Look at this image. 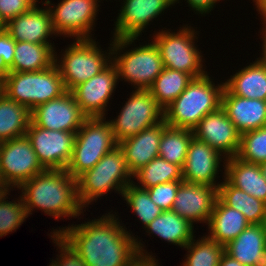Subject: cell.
Listing matches in <instances>:
<instances>
[{
    "mask_svg": "<svg viewBox=\"0 0 266 266\" xmlns=\"http://www.w3.org/2000/svg\"><path fill=\"white\" fill-rule=\"evenodd\" d=\"M110 213L59 230L53 228L50 234H61L86 266H133L140 259H156L144 249V242L121 224L116 213Z\"/></svg>",
    "mask_w": 266,
    "mask_h": 266,
    "instance_id": "6da1fadb",
    "label": "cell"
},
{
    "mask_svg": "<svg viewBox=\"0 0 266 266\" xmlns=\"http://www.w3.org/2000/svg\"><path fill=\"white\" fill-rule=\"evenodd\" d=\"M27 216L34 209L58 220L60 217L78 218L83 208L77 196V179L66 169H45L24 182L19 188Z\"/></svg>",
    "mask_w": 266,
    "mask_h": 266,
    "instance_id": "7a4b0ae2",
    "label": "cell"
},
{
    "mask_svg": "<svg viewBox=\"0 0 266 266\" xmlns=\"http://www.w3.org/2000/svg\"><path fill=\"white\" fill-rule=\"evenodd\" d=\"M212 80L208 72L193 78L178 98L164 110L166 124L192 130L205 115L218 110L222 105L225 82L216 85Z\"/></svg>",
    "mask_w": 266,
    "mask_h": 266,
    "instance_id": "3957f363",
    "label": "cell"
},
{
    "mask_svg": "<svg viewBox=\"0 0 266 266\" xmlns=\"http://www.w3.org/2000/svg\"><path fill=\"white\" fill-rule=\"evenodd\" d=\"M111 40L112 63L117 69L118 80L131 83L134 89H149L164 68L155 43L152 41L145 45L139 44L138 47L126 50L131 44L133 46L138 38H111Z\"/></svg>",
    "mask_w": 266,
    "mask_h": 266,
    "instance_id": "277c9868",
    "label": "cell"
},
{
    "mask_svg": "<svg viewBox=\"0 0 266 266\" xmlns=\"http://www.w3.org/2000/svg\"><path fill=\"white\" fill-rule=\"evenodd\" d=\"M133 180L124 153L117 145L107 152L92 169L77 178L79 203L86 210L92 202H96L98 198L113 190L122 195L123 190L133 183Z\"/></svg>",
    "mask_w": 266,
    "mask_h": 266,
    "instance_id": "5b68a950",
    "label": "cell"
},
{
    "mask_svg": "<svg viewBox=\"0 0 266 266\" xmlns=\"http://www.w3.org/2000/svg\"><path fill=\"white\" fill-rule=\"evenodd\" d=\"M66 91L56 64L40 71L9 72L3 79V93L30 111Z\"/></svg>",
    "mask_w": 266,
    "mask_h": 266,
    "instance_id": "8992f818",
    "label": "cell"
},
{
    "mask_svg": "<svg viewBox=\"0 0 266 266\" xmlns=\"http://www.w3.org/2000/svg\"><path fill=\"white\" fill-rule=\"evenodd\" d=\"M95 40L75 39L64 52L61 50V56L55 52V64L67 91L99 74L112 62L111 44L105 52Z\"/></svg>",
    "mask_w": 266,
    "mask_h": 266,
    "instance_id": "52a82bcc",
    "label": "cell"
},
{
    "mask_svg": "<svg viewBox=\"0 0 266 266\" xmlns=\"http://www.w3.org/2000/svg\"><path fill=\"white\" fill-rule=\"evenodd\" d=\"M196 31L191 25L179 27L177 32L170 29L154 31L152 41L157 46L165 68L190 74L193 78L207 73L203 64V56L195 41L198 40ZM197 39V40H196ZM196 45V46H195ZM198 48V49H197ZM205 68V69H204Z\"/></svg>",
    "mask_w": 266,
    "mask_h": 266,
    "instance_id": "ba28073f",
    "label": "cell"
},
{
    "mask_svg": "<svg viewBox=\"0 0 266 266\" xmlns=\"http://www.w3.org/2000/svg\"><path fill=\"white\" fill-rule=\"evenodd\" d=\"M116 143L106 117L87 118L76 132L73 155L66 171L75 179L92 169Z\"/></svg>",
    "mask_w": 266,
    "mask_h": 266,
    "instance_id": "9c48e42d",
    "label": "cell"
},
{
    "mask_svg": "<svg viewBox=\"0 0 266 266\" xmlns=\"http://www.w3.org/2000/svg\"><path fill=\"white\" fill-rule=\"evenodd\" d=\"M164 120V110L148 89H135L119 115L108 120L116 143L137 135Z\"/></svg>",
    "mask_w": 266,
    "mask_h": 266,
    "instance_id": "30bf717a",
    "label": "cell"
},
{
    "mask_svg": "<svg viewBox=\"0 0 266 266\" xmlns=\"http://www.w3.org/2000/svg\"><path fill=\"white\" fill-rule=\"evenodd\" d=\"M102 0H61L53 5L50 0L42 1L50 12L55 33L61 37L93 39L95 22L98 20L99 3ZM44 2V3H43ZM99 2V3H98ZM49 6V7H48ZM96 20V21H95Z\"/></svg>",
    "mask_w": 266,
    "mask_h": 266,
    "instance_id": "8fae6325",
    "label": "cell"
},
{
    "mask_svg": "<svg viewBox=\"0 0 266 266\" xmlns=\"http://www.w3.org/2000/svg\"><path fill=\"white\" fill-rule=\"evenodd\" d=\"M44 170L26 135L1 142L0 180L9 190Z\"/></svg>",
    "mask_w": 266,
    "mask_h": 266,
    "instance_id": "7c38bea8",
    "label": "cell"
},
{
    "mask_svg": "<svg viewBox=\"0 0 266 266\" xmlns=\"http://www.w3.org/2000/svg\"><path fill=\"white\" fill-rule=\"evenodd\" d=\"M26 136L44 169L67 168L73 155L76 132L40 128L31 121Z\"/></svg>",
    "mask_w": 266,
    "mask_h": 266,
    "instance_id": "4fadbf2b",
    "label": "cell"
},
{
    "mask_svg": "<svg viewBox=\"0 0 266 266\" xmlns=\"http://www.w3.org/2000/svg\"><path fill=\"white\" fill-rule=\"evenodd\" d=\"M118 81L117 69L111 62L99 74L75 86L70 92L88 118L105 117Z\"/></svg>",
    "mask_w": 266,
    "mask_h": 266,
    "instance_id": "5bb4252c",
    "label": "cell"
},
{
    "mask_svg": "<svg viewBox=\"0 0 266 266\" xmlns=\"http://www.w3.org/2000/svg\"><path fill=\"white\" fill-rule=\"evenodd\" d=\"M87 118L70 91L31 111L36 126L54 131L77 132Z\"/></svg>",
    "mask_w": 266,
    "mask_h": 266,
    "instance_id": "9a60e30c",
    "label": "cell"
},
{
    "mask_svg": "<svg viewBox=\"0 0 266 266\" xmlns=\"http://www.w3.org/2000/svg\"><path fill=\"white\" fill-rule=\"evenodd\" d=\"M121 4L112 38H139L148 25L174 6L173 0H123Z\"/></svg>",
    "mask_w": 266,
    "mask_h": 266,
    "instance_id": "2e32d148",
    "label": "cell"
},
{
    "mask_svg": "<svg viewBox=\"0 0 266 266\" xmlns=\"http://www.w3.org/2000/svg\"><path fill=\"white\" fill-rule=\"evenodd\" d=\"M192 131L195 139L207 143L226 159L237 156L241 134L222 107L205 115Z\"/></svg>",
    "mask_w": 266,
    "mask_h": 266,
    "instance_id": "e0dca14e",
    "label": "cell"
},
{
    "mask_svg": "<svg viewBox=\"0 0 266 266\" xmlns=\"http://www.w3.org/2000/svg\"><path fill=\"white\" fill-rule=\"evenodd\" d=\"M225 160L226 158L217 150L193 137L189 143L186 161L182 168L183 181L218 188L221 182L217 183L219 177L217 175L221 171L220 165L225 164Z\"/></svg>",
    "mask_w": 266,
    "mask_h": 266,
    "instance_id": "ac0fdd59",
    "label": "cell"
},
{
    "mask_svg": "<svg viewBox=\"0 0 266 266\" xmlns=\"http://www.w3.org/2000/svg\"><path fill=\"white\" fill-rule=\"evenodd\" d=\"M217 198V187L182 181L172 210L192 225H195V222L207 225Z\"/></svg>",
    "mask_w": 266,
    "mask_h": 266,
    "instance_id": "d6986e66",
    "label": "cell"
},
{
    "mask_svg": "<svg viewBox=\"0 0 266 266\" xmlns=\"http://www.w3.org/2000/svg\"><path fill=\"white\" fill-rule=\"evenodd\" d=\"M36 4L31 10L18 15L6 24V31L15 41L35 44H55L50 40L58 36L52 26L47 6L40 8ZM49 38V39H48ZM51 41V42H50Z\"/></svg>",
    "mask_w": 266,
    "mask_h": 266,
    "instance_id": "ffe728a7",
    "label": "cell"
},
{
    "mask_svg": "<svg viewBox=\"0 0 266 266\" xmlns=\"http://www.w3.org/2000/svg\"><path fill=\"white\" fill-rule=\"evenodd\" d=\"M165 120L144 129L137 135L127 138L118 143L122 149L128 169L134 175L154 158L159 157V145L164 128Z\"/></svg>",
    "mask_w": 266,
    "mask_h": 266,
    "instance_id": "44dd1931",
    "label": "cell"
},
{
    "mask_svg": "<svg viewBox=\"0 0 266 266\" xmlns=\"http://www.w3.org/2000/svg\"><path fill=\"white\" fill-rule=\"evenodd\" d=\"M221 107L240 134L266 126V101L235 96L225 87Z\"/></svg>",
    "mask_w": 266,
    "mask_h": 266,
    "instance_id": "7402d4cb",
    "label": "cell"
},
{
    "mask_svg": "<svg viewBox=\"0 0 266 266\" xmlns=\"http://www.w3.org/2000/svg\"><path fill=\"white\" fill-rule=\"evenodd\" d=\"M225 252L244 266L266 265L264 224H250L225 246Z\"/></svg>",
    "mask_w": 266,
    "mask_h": 266,
    "instance_id": "603a6c76",
    "label": "cell"
},
{
    "mask_svg": "<svg viewBox=\"0 0 266 266\" xmlns=\"http://www.w3.org/2000/svg\"><path fill=\"white\" fill-rule=\"evenodd\" d=\"M225 179L235 188L266 203V179L260 164L249 163L237 156L225 160Z\"/></svg>",
    "mask_w": 266,
    "mask_h": 266,
    "instance_id": "cb8c5ba5",
    "label": "cell"
},
{
    "mask_svg": "<svg viewBox=\"0 0 266 266\" xmlns=\"http://www.w3.org/2000/svg\"><path fill=\"white\" fill-rule=\"evenodd\" d=\"M250 224L238 210L227 206L219 197L207 224L208 237L226 246Z\"/></svg>",
    "mask_w": 266,
    "mask_h": 266,
    "instance_id": "d4e9b609",
    "label": "cell"
},
{
    "mask_svg": "<svg viewBox=\"0 0 266 266\" xmlns=\"http://www.w3.org/2000/svg\"><path fill=\"white\" fill-rule=\"evenodd\" d=\"M237 71L225 81V87L235 96L266 101V66L256 59Z\"/></svg>",
    "mask_w": 266,
    "mask_h": 266,
    "instance_id": "484cf974",
    "label": "cell"
},
{
    "mask_svg": "<svg viewBox=\"0 0 266 266\" xmlns=\"http://www.w3.org/2000/svg\"><path fill=\"white\" fill-rule=\"evenodd\" d=\"M147 235L158 236L170 244L184 248L195 236L194 225L185 218L176 214L173 210L162 211L150 224L144 229Z\"/></svg>",
    "mask_w": 266,
    "mask_h": 266,
    "instance_id": "4316f807",
    "label": "cell"
},
{
    "mask_svg": "<svg viewBox=\"0 0 266 266\" xmlns=\"http://www.w3.org/2000/svg\"><path fill=\"white\" fill-rule=\"evenodd\" d=\"M54 44H35L16 41L10 72H29L48 69L55 64Z\"/></svg>",
    "mask_w": 266,
    "mask_h": 266,
    "instance_id": "83f0119b",
    "label": "cell"
},
{
    "mask_svg": "<svg viewBox=\"0 0 266 266\" xmlns=\"http://www.w3.org/2000/svg\"><path fill=\"white\" fill-rule=\"evenodd\" d=\"M218 187V197L229 207L241 212L249 224H264L266 220V203L232 186L225 179Z\"/></svg>",
    "mask_w": 266,
    "mask_h": 266,
    "instance_id": "f1b7e54d",
    "label": "cell"
},
{
    "mask_svg": "<svg viewBox=\"0 0 266 266\" xmlns=\"http://www.w3.org/2000/svg\"><path fill=\"white\" fill-rule=\"evenodd\" d=\"M31 111L24 105L0 95V142L26 135Z\"/></svg>",
    "mask_w": 266,
    "mask_h": 266,
    "instance_id": "f546056e",
    "label": "cell"
},
{
    "mask_svg": "<svg viewBox=\"0 0 266 266\" xmlns=\"http://www.w3.org/2000/svg\"><path fill=\"white\" fill-rule=\"evenodd\" d=\"M192 79L188 73L164 67L148 90L158 105L165 110L187 88Z\"/></svg>",
    "mask_w": 266,
    "mask_h": 266,
    "instance_id": "4dcf8cb0",
    "label": "cell"
},
{
    "mask_svg": "<svg viewBox=\"0 0 266 266\" xmlns=\"http://www.w3.org/2000/svg\"><path fill=\"white\" fill-rule=\"evenodd\" d=\"M133 178L137 179L138 188L148 189L158 184H165L173 181H183L182 168L177 164L170 163L161 157H156L147 165L137 171ZM139 184V185H138Z\"/></svg>",
    "mask_w": 266,
    "mask_h": 266,
    "instance_id": "1f68e13d",
    "label": "cell"
},
{
    "mask_svg": "<svg viewBox=\"0 0 266 266\" xmlns=\"http://www.w3.org/2000/svg\"><path fill=\"white\" fill-rule=\"evenodd\" d=\"M193 131L186 128L166 126L159 145V157L183 168Z\"/></svg>",
    "mask_w": 266,
    "mask_h": 266,
    "instance_id": "d6a6232c",
    "label": "cell"
},
{
    "mask_svg": "<svg viewBox=\"0 0 266 266\" xmlns=\"http://www.w3.org/2000/svg\"><path fill=\"white\" fill-rule=\"evenodd\" d=\"M187 249L182 266H219L225 246L203 235L198 240L195 237L184 247Z\"/></svg>",
    "mask_w": 266,
    "mask_h": 266,
    "instance_id": "836d02e7",
    "label": "cell"
},
{
    "mask_svg": "<svg viewBox=\"0 0 266 266\" xmlns=\"http://www.w3.org/2000/svg\"><path fill=\"white\" fill-rule=\"evenodd\" d=\"M122 198L127 202L126 204L132 212L135 213L134 215L141 221L143 229L163 211L151 200L146 189L138 188L133 183L123 190Z\"/></svg>",
    "mask_w": 266,
    "mask_h": 266,
    "instance_id": "e575fe53",
    "label": "cell"
},
{
    "mask_svg": "<svg viewBox=\"0 0 266 266\" xmlns=\"http://www.w3.org/2000/svg\"><path fill=\"white\" fill-rule=\"evenodd\" d=\"M10 191L0 197V237L16 231L28 218L21 195L16 200H6L9 199Z\"/></svg>",
    "mask_w": 266,
    "mask_h": 266,
    "instance_id": "d590c367",
    "label": "cell"
},
{
    "mask_svg": "<svg viewBox=\"0 0 266 266\" xmlns=\"http://www.w3.org/2000/svg\"><path fill=\"white\" fill-rule=\"evenodd\" d=\"M237 157L249 163L266 162V126L241 134Z\"/></svg>",
    "mask_w": 266,
    "mask_h": 266,
    "instance_id": "8d00e7d4",
    "label": "cell"
},
{
    "mask_svg": "<svg viewBox=\"0 0 266 266\" xmlns=\"http://www.w3.org/2000/svg\"><path fill=\"white\" fill-rule=\"evenodd\" d=\"M52 242L57 246L56 250L60 255H56V260L52 259L51 266H86L79 253L73 246L59 233H51Z\"/></svg>",
    "mask_w": 266,
    "mask_h": 266,
    "instance_id": "74e56055",
    "label": "cell"
},
{
    "mask_svg": "<svg viewBox=\"0 0 266 266\" xmlns=\"http://www.w3.org/2000/svg\"><path fill=\"white\" fill-rule=\"evenodd\" d=\"M182 181H173L165 184H158L146 189L151 200L163 211L172 210L178 187Z\"/></svg>",
    "mask_w": 266,
    "mask_h": 266,
    "instance_id": "f35d334b",
    "label": "cell"
},
{
    "mask_svg": "<svg viewBox=\"0 0 266 266\" xmlns=\"http://www.w3.org/2000/svg\"><path fill=\"white\" fill-rule=\"evenodd\" d=\"M16 41L6 31H0V78L4 79L13 64Z\"/></svg>",
    "mask_w": 266,
    "mask_h": 266,
    "instance_id": "ab89813d",
    "label": "cell"
},
{
    "mask_svg": "<svg viewBox=\"0 0 266 266\" xmlns=\"http://www.w3.org/2000/svg\"><path fill=\"white\" fill-rule=\"evenodd\" d=\"M39 0H0V15L7 24L20 14L31 10Z\"/></svg>",
    "mask_w": 266,
    "mask_h": 266,
    "instance_id": "60d3db41",
    "label": "cell"
},
{
    "mask_svg": "<svg viewBox=\"0 0 266 266\" xmlns=\"http://www.w3.org/2000/svg\"><path fill=\"white\" fill-rule=\"evenodd\" d=\"M174 5L175 3H179L180 0H173ZM186 3H188V6L191 10L195 12V14H209L212 9L216 6V2L214 0H186Z\"/></svg>",
    "mask_w": 266,
    "mask_h": 266,
    "instance_id": "b9f144b4",
    "label": "cell"
},
{
    "mask_svg": "<svg viewBox=\"0 0 266 266\" xmlns=\"http://www.w3.org/2000/svg\"><path fill=\"white\" fill-rule=\"evenodd\" d=\"M263 27H262V36L261 39L263 41L262 43V52H261V55L260 57L256 58L260 63H262L263 65L266 66V22H263Z\"/></svg>",
    "mask_w": 266,
    "mask_h": 266,
    "instance_id": "7bdbcfd3",
    "label": "cell"
},
{
    "mask_svg": "<svg viewBox=\"0 0 266 266\" xmlns=\"http://www.w3.org/2000/svg\"><path fill=\"white\" fill-rule=\"evenodd\" d=\"M219 266H244L236 259L232 258L226 252H224L221 256Z\"/></svg>",
    "mask_w": 266,
    "mask_h": 266,
    "instance_id": "ee69618b",
    "label": "cell"
},
{
    "mask_svg": "<svg viewBox=\"0 0 266 266\" xmlns=\"http://www.w3.org/2000/svg\"><path fill=\"white\" fill-rule=\"evenodd\" d=\"M255 2V8L259 12L263 22H266V0H253Z\"/></svg>",
    "mask_w": 266,
    "mask_h": 266,
    "instance_id": "f6af8a7d",
    "label": "cell"
},
{
    "mask_svg": "<svg viewBox=\"0 0 266 266\" xmlns=\"http://www.w3.org/2000/svg\"><path fill=\"white\" fill-rule=\"evenodd\" d=\"M9 189L0 180V197L5 194Z\"/></svg>",
    "mask_w": 266,
    "mask_h": 266,
    "instance_id": "bcb514c9",
    "label": "cell"
},
{
    "mask_svg": "<svg viewBox=\"0 0 266 266\" xmlns=\"http://www.w3.org/2000/svg\"><path fill=\"white\" fill-rule=\"evenodd\" d=\"M6 29V23L2 20V17L0 15V31H3Z\"/></svg>",
    "mask_w": 266,
    "mask_h": 266,
    "instance_id": "7dc6e473",
    "label": "cell"
},
{
    "mask_svg": "<svg viewBox=\"0 0 266 266\" xmlns=\"http://www.w3.org/2000/svg\"><path fill=\"white\" fill-rule=\"evenodd\" d=\"M264 178L266 179V162L260 164Z\"/></svg>",
    "mask_w": 266,
    "mask_h": 266,
    "instance_id": "c3c4849f",
    "label": "cell"
},
{
    "mask_svg": "<svg viewBox=\"0 0 266 266\" xmlns=\"http://www.w3.org/2000/svg\"><path fill=\"white\" fill-rule=\"evenodd\" d=\"M3 93V79L0 78V95Z\"/></svg>",
    "mask_w": 266,
    "mask_h": 266,
    "instance_id": "681fc988",
    "label": "cell"
},
{
    "mask_svg": "<svg viewBox=\"0 0 266 266\" xmlns=\"http://www.w3.org/2000/svg\"><path fill=\"white\" fill-rule=\"evenodd\" d=\"M264 227H265V231H266V220L264 221Z\"/></svg>",
    "mask_w": 266,
    "mask_h": 266,
    "instance_id": "f907efd6",
    "label": "cell"
}]
</instances>
